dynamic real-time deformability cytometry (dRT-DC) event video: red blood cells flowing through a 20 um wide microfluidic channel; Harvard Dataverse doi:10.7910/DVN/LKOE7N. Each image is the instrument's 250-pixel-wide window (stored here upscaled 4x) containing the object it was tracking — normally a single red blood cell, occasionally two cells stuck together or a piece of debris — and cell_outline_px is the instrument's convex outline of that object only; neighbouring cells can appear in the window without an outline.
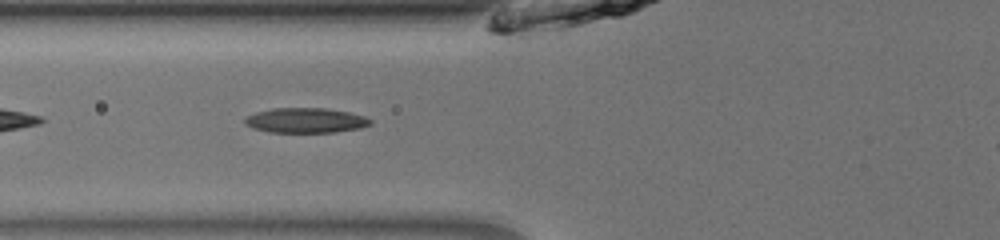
{"species": "common noctule bat (a hibernating species)", "species_latin": "Nyctalus noctula", "temperature_condition": "room temperature", "stored_images_in_passage": 33, "camera_frame_rate_fps": 3000, "um_per_image_px": 0.085, "animal": {"sex": "male", "body_mass_g": 13.0, "forearm_length_mm": 53.1}, "frame": {"image": 1, "passage_image": 4, "time_ms": 1.0, "image_size_px": [1000, 240], "cell_outline_px": [[372, 124], [360, 128], [336, 132], [268, 132], [252, 128], [244, 124], [244, 116], [256, 112], [272, 108], [324, 108], [348, 112], [364, 116], [372, 120]], "centroid_in_image_um": [25.94, 10.23], "position_along_channel_um": 99.9, "area_um2": 18.38}}
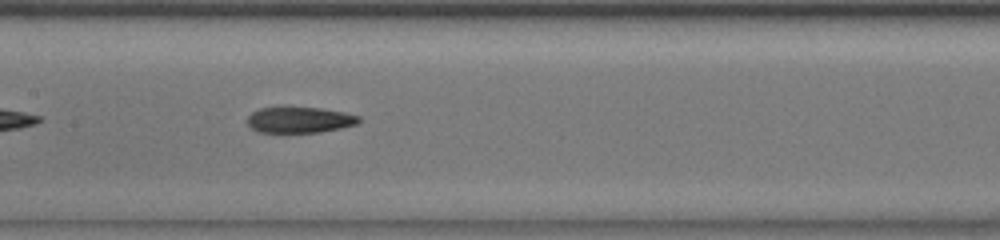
{"frame": {"image": 2, "passage_image": 10, "time_ms": 3.0, "image_size_px": [1000, 240], "cell_outline_px": [[360, 120], [356, 124], [340, 128], [320, 132], [260, 132], [252, 128], [248, 124], [248, 116], [252, 112], [260, 108], [320, 108], [344, 112], [360, 116]], "centroid_in_image_um": [25.48, 10.19], "position_along_channel_um": 181.9, "area_um2": 16.53}}
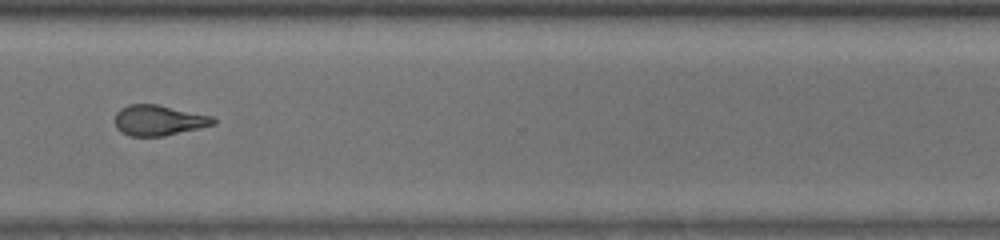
{"frame": {"image": 3, "passage_image": 23, "time_ms": 7.333, "image_size_px": [1000, 240], "cell_outline_px": [[216, 124], [200, 128], [164, 136], [132, 136], [116, 128], [116, 112], [120, 108], [128, 104], [156, 104], [212, 116], [216, 120]], "centroid_in_image_um": [13.5, 10.22], "position_along_channel_um": 357.1, "area_um2": 17.34}}